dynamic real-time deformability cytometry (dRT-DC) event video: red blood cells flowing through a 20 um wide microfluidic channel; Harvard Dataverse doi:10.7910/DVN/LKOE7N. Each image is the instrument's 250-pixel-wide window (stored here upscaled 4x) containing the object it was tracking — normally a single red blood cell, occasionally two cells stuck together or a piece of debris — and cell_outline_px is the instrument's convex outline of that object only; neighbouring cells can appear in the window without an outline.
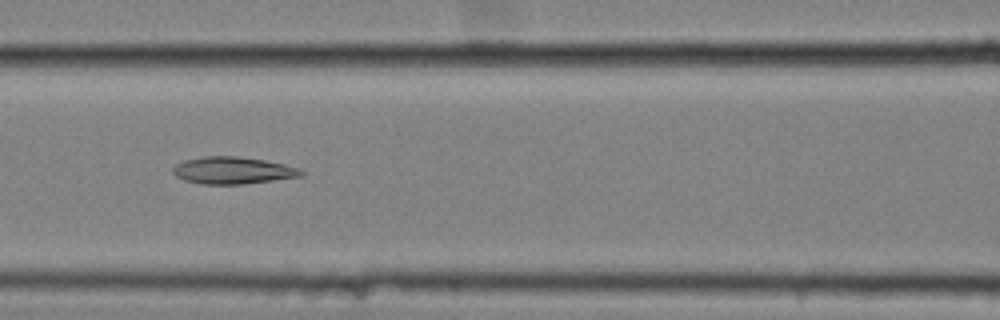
{"species": "common noctule bat (a hibernating species)", "species_latin": "Nyctalus noctula", "temperature_condition": "cold", "stored_images_in_passage": 14, "camera_frame_rate_fps": 3000, "um_per_image_px": 0.085, "animal": {"sex": "female", "body_mass_g": 25.1}, "frame": {"image": 1, "passage_image": 13, "time_ms": 4.0, "image_size_px": [1000, 320], "cell_outline_px": [[304, 176], [244, 184], [200, 184], [184, 180], [176, 176], [172, 172], [172, 168], [176, 164], [184, 160], [204, 156], [236, 156], [264, 160], [284, 164], [300, 168], [304, 172]], "centroid_in_image_um": [19.79, 14.49], "position_along_channel_um": 146.8, "area_um2": 20.35}}